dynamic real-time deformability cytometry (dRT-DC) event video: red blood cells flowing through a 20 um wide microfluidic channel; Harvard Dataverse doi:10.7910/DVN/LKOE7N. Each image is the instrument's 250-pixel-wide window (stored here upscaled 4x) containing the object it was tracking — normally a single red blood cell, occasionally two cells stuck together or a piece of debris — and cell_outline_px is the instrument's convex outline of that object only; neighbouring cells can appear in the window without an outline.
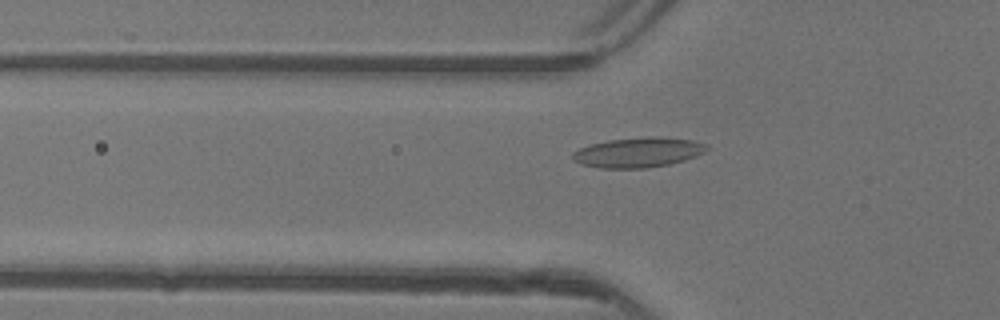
{"species": "common noctule bat (a hibernating species)", "species_latin": "Nyctalus noctula", "temperature_condition": "warm", "stored_images_in_passage": 36, "camera_frame_rate_fps": 3000, "um_per_image_px": 0.085, "animal": {"sex": "female"}, "frame": {"image": 1, "passage_image": 6, "time_ms": 1.667, "image_size_px": [1000, 320], "cell_outline_px": [[708, 148], [704, 152], [696, 156], [684, 160], [668, 164], [644, 168], [600, 168], [580, 164], [572, 160], [572, 152], [588, 144], [608, 140], [648, 136], [656, 136], [692, 140], [708, 144]], "centroid_in_image_um": [54.21, 12.94], "position_along_channel_um": 71.6, "area_um2": 23.52}}
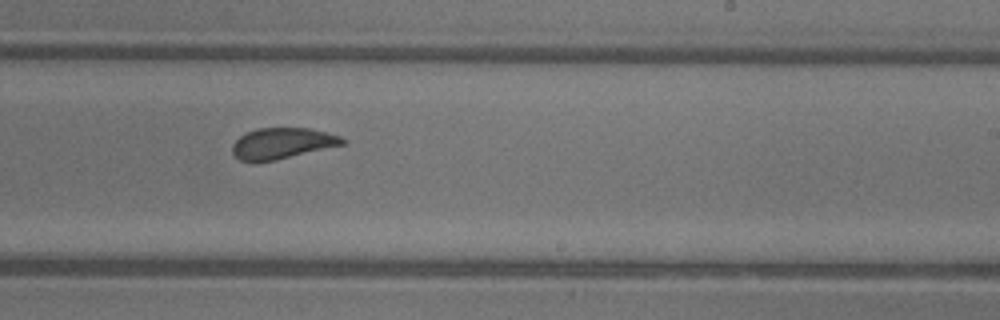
{"frame": {"image": 2, "passage_image": 20, "time_ms": 6.333, "image_size_px": [1000, 320], "cell_outline_px": [[344, 144], [276, 160], [252, 164], [240, 160], [232, 152], [232, 144], [240, 136], [256, 128], [308, 128], [340, 136], [344, 140]], "centroid_in_image_um": [23.91, 12.21], "position_along_channel_um": 265.1, "area_um2": 19.88}}
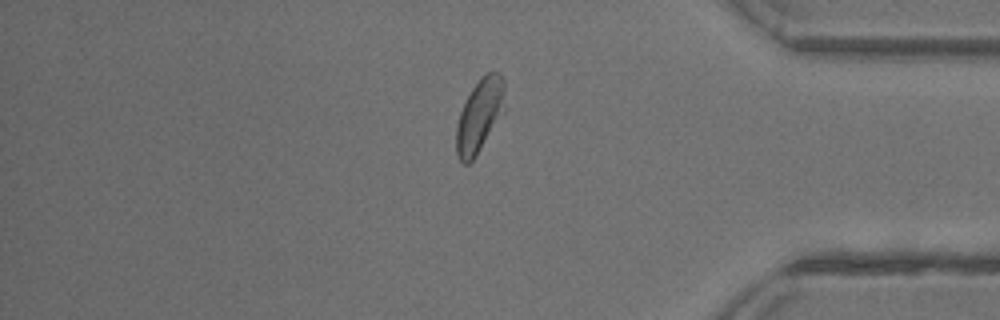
{"frame": {"image": 3, "passage_image": 31, "time_ms": 10.0, "image_size_px": [1000, 320], "cell_outline_px": [[504, 112], [476, 156], [468, 164], [464, 164], [460, 160], [456, 152], [456, 128], [460, 112], [472, 88], [480, 76], [488, 72], [500, 72], [504, 80]], "centroid_in_image_um": [40.77, 9.81], "position_along_channel_um": 394.4, "area_um2": 20.69}}